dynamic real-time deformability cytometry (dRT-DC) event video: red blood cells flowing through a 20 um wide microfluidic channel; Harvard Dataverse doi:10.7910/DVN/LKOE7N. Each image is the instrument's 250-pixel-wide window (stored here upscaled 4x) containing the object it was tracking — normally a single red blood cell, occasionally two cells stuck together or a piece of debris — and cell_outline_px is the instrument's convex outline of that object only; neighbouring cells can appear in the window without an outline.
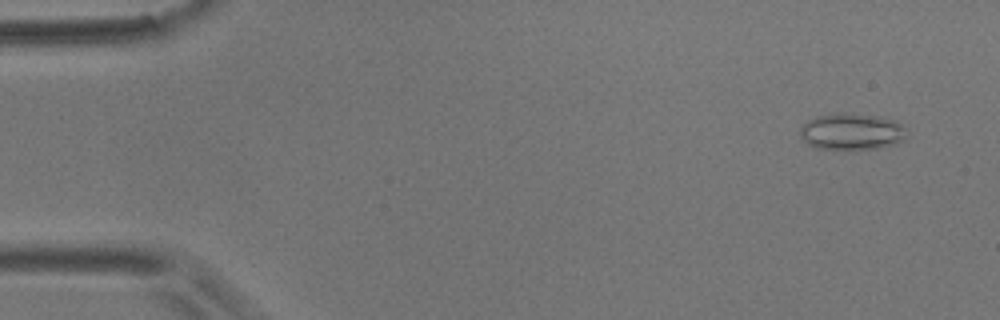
{"species": "common noctule bat (a hibernating species)", "species_latin": "Nyctalus noctula", "temperature_condition": "room temperature", "stored_images_in_passage": 58, "segment_of_instrument_passage": [1, 2], "camera_frame_rate_fps": 3000, "um_per_image_px": 0.085, "animal": {"sex": "male", "body_mass_g": 17.9}, "frame": {"image": 1, "passage_image": 4, "time_ms": 1.0, "image_size_px": [1000, 320], "cell_outline_px": [[908, 128], [904, 140], [892, 144], [876, 148], [816, 148], [808, 144], [800, 136], [800, 128], [808, 120], [816, 116], [832, 112], [844, 112], [880, 116], [896, 120]], "centroid_in_image_um": [72.41, 11.14], "position_along_channel_um": 12.6, "area_um2": 22.83}}
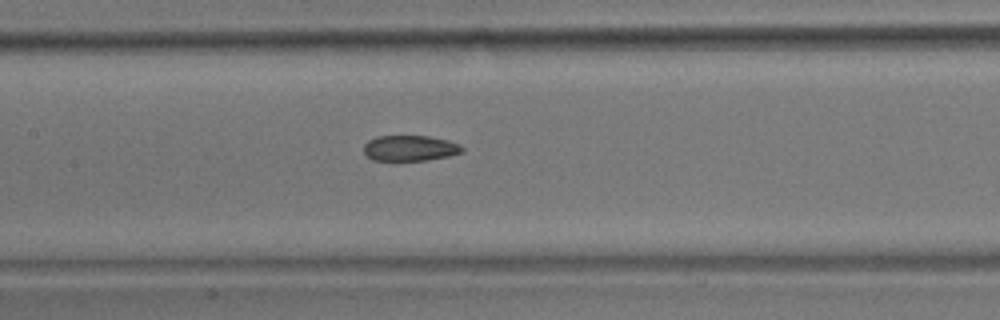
{"frame": {"image": 2, "passage_image": 27, "time_ms": 8.667, "image_size_px": [1000, 320], "cell_outline_px": [[464, 152], [448, 156], [428, 160], [372, 160], [364, 152], [364, 144], [368, 140], [376, 136], [428, 136], [448, 140], [460, 144], [464, 148]], "centroid_in_image_um": [34.87, 12.59], "position_along_channel_um": 172.5, "area_um2": 14.74}}
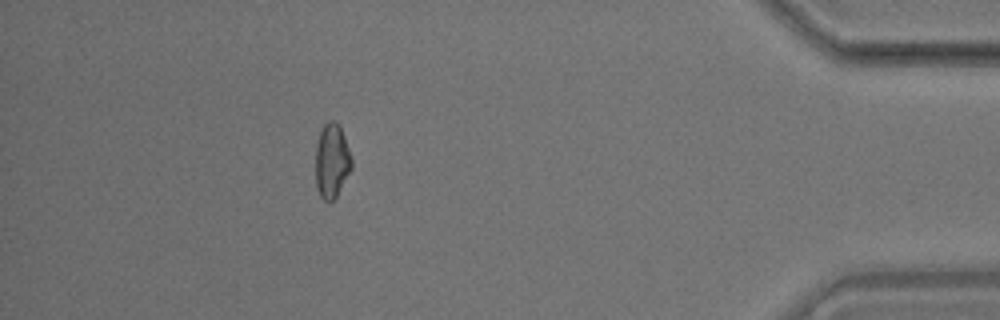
{"frame": {"image": 3, "passage_image": 51, "time_ms": 16.667, "image_size_px": [1000, 320], "cell_outline_px": [[352, 168], [336, 196], [328, 204], [320, 196], [316, 188], [316, 144], [320, 132], [324, 124], [328, 120], [336, 120], [340, 124], [352, 160]], "centroid_in_image_um": [28.2, 13.66], "position_along_channel_um": 407.0, "area_um2": 15.72}}